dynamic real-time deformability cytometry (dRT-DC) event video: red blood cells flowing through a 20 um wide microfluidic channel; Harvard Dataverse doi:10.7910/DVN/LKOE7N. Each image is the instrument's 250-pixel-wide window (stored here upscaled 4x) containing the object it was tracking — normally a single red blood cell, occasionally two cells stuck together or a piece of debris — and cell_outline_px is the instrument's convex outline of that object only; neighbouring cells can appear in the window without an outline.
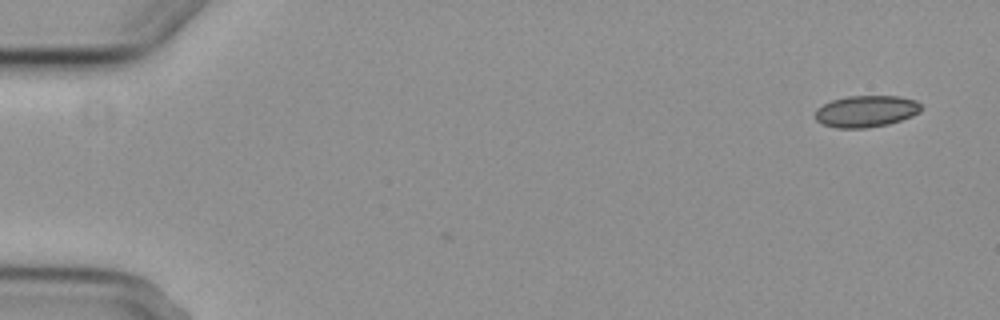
{"species": "common noctule bat (a hibernating species)", "species_latin": "Nyctalus noctula", "temperature_condition": "cold", "stored_images_in_passage": 2, "camera_frame_rate_fps": 3000, "um_per_image_px": 0.085, "animal": {"sex": "female", "body_mass_g": 29.2, "forearm_length_mm": 56.3}, "frame": {"image": 1, "passage_image": 2, "time_ms": 1.0, "image_size_px": [1000, 320], "cell_outline_px": [[924, 108], [920, 112], [912, 116], [888, 124], [868, 128], [836, 128], [824, 124], [816, 120], [816, 108], [832, 100], [848, 96], [900, 96], [916, 100]], "centroid_in_image_um": [73.65, 9.45], "position_along_channel_um": 11.3, "area_um2": 19.59}}